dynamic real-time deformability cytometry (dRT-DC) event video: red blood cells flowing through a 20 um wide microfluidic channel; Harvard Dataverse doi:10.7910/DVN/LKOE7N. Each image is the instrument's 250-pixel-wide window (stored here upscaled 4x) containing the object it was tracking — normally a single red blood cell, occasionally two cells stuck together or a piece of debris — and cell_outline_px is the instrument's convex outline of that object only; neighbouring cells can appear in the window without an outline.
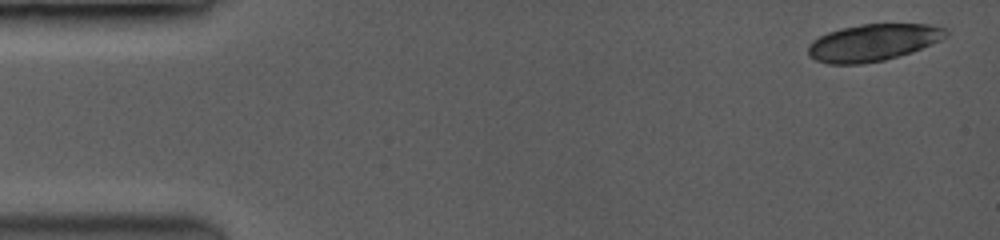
{"species": "common noctule bat (a hibernating species)", "species_latin": "Nyctalus noctula", "temperature_condition": "room temperature", "stored_images_in_passage": 5, "camera_frame_rate_fps": 3500, "um_per_image_px": 0.085, "animal": {"sex": "female", "body_mass_g": 19.0, "forearm_length_mm": 53.3}, "frame": {"image": 1, "passage_image": 1, "time_ms": 0.0, "image_size_px": [1000, 240], "cell_outline_px": [[948, 32], [944, 36], [920, 48], [884, 60], [856, 64], [832, 64], [816, 60], [808, 52], [808, 48], [820, 36], [828, 32], [844, 28], [864, 24], [924, 24], [944, 28]], "centroid_in_image_um": [74.17, 3.61], "position_along_channel_um": 10.8, "area_um2": 28.5}}